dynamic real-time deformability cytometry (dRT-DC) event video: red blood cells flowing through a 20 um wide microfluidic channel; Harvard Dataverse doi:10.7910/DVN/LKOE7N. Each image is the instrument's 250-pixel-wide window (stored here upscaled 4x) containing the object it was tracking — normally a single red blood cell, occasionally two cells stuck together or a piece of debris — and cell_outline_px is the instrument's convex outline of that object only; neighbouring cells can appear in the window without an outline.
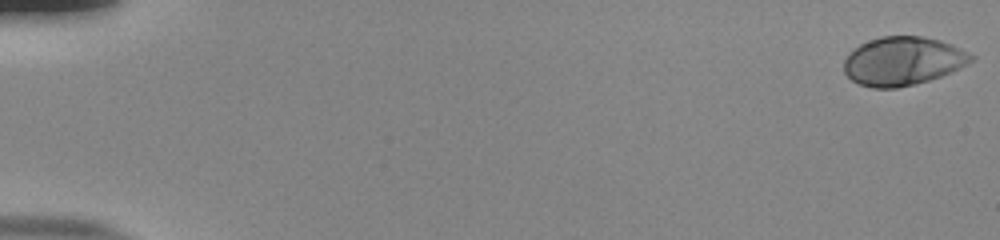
{"species": "human", "species_latin": "Homo sapiens", "temperature_condition": "room temperature", "stored_images_in_passage": 54, "camera_frame_rate_fps": 3000, "um_per_image_px": 0.085, "donor": {"sex": "male"}, "frame": {"image": 1, "passage_image": 1, "time_ms": 0.0, "image_size_px": [1000, 240], "cell_outline_px": [[976, 56], [968, 64], [952, 72], [928, 80], [896, 88], [872, 88], [860, 84], [852, 80], [844, 72], [844, 60], [848, 52], [860, 44], [880, 36], [920, 36], [940, 40], [952, 44]], "centroid_in_image_um": [76.74, 5.18], "position_along_channel_um": 8.3, "area_um2": 36.01}}
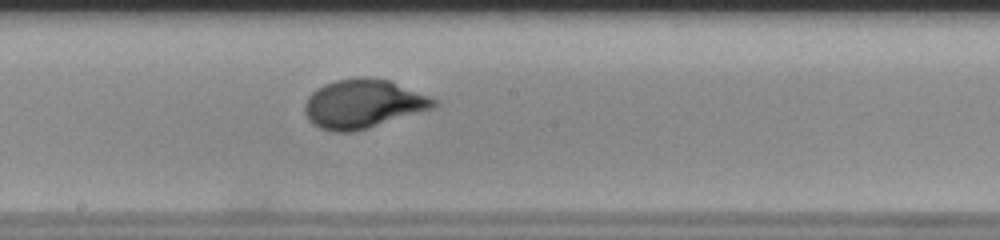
{"frame": {"image": 2, "passage_image": 31, "time_ms": 10.0, "image_size_px": [1000, 240], "cell_outline_px": [[440, 104], [436, 108], [368, 128], [352, 132], [332, 132], [320, 128], [312, 124], [308, 120], [304, 112], [304, 104], [308, 96], [316, 88], [324, 84], [336, 80], [360, 76], [364, 76], [388, 80], [440, 100]], "centroid_in_image_um": [30.88, 8.83], "position_along_channel_um": 217.3, "area_um2": 37.22}}
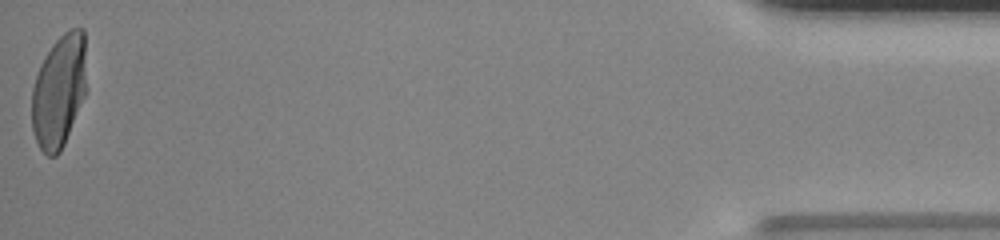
{"frame": {"image": 3, "passage_image": 54, "time_ms": 17.667, "image_size_px": [1000, 240], "cell_outline_px": [[84, 96], [64, 144], [60, 152], [56, 156], [48, 156], [40, 148], [36, 140], [32, 128], [32, 88], [36, 76], [52, 44], [68, 28], [84, 28]], "centroid_in_image_um": [4.99, 7.76], "position_along_channel_um": 430.2, "area_um2": 35.2}, "authors_computed_cell_mechanics": {"area_um2": 35.3736, "velocity_mm_per_s": 3.8823, "shape_relaxation_time_tau1_ms": 3.5635, "shape_relaxation_time_tau2_ms": null, "deformation_change_tau1": 0.1879, "deformation_change_tau2": null}}